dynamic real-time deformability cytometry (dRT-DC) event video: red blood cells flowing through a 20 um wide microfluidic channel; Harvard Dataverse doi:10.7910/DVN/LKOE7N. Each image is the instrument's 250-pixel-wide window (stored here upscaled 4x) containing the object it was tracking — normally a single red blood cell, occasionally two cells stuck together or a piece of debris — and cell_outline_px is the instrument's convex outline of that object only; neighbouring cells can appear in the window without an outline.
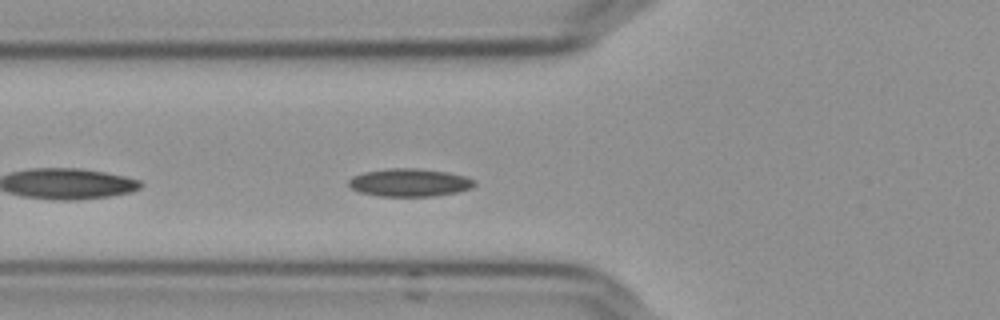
{"species": "Egyptian fruit bat (a non-hibernating species)", "species_latin": "Rousettus aegyptiacus", "temperature_condition": "cold", "stored_images_in_passage": 29, "camera_frame_rate_fps": 3000, "um_per_image_px": 0.085, "frame": {"image": 1, "passage_image": 5, "time_ms": 1.333, "image_size_px": [1000, 320], "cell_outline_px": [[476, 184], [472, 188], [456, 192], [432, 196], [380, 196], [360, 192], [352, 188], [348, 184], [348, 180], [352, 176], [364, 172], [388, 168], [416, 168], [448, 172], [464, 176], [476, 180]], "centroid_in_image_um": [34.81, 15.51], "position_along_channel_um": 91.0, "area_um2": 20.46}}
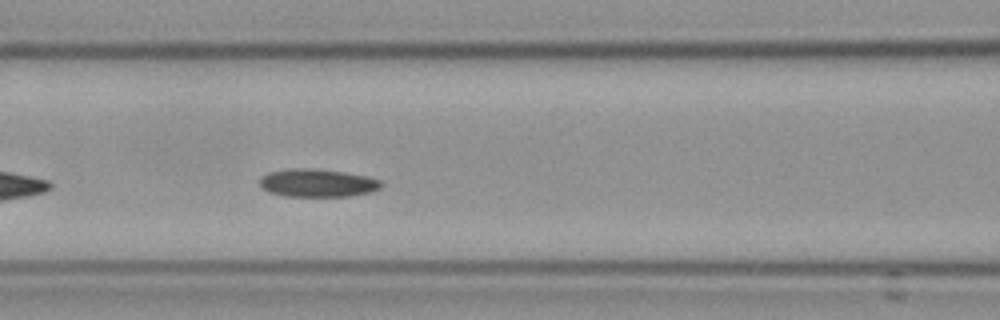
{"frame": {"image": 2, "passage_image": 9, "time_ms": 2.667, "image_size_px": [1000, 320], "cell_outline_px": [[384, 184], [380, 188], [372, 192], [348, 196], [284, 196], [268, 192], [260, 188], [260, 176], [268, 172], [292, 168], [312, 168], [344, 172], [368, 176], [380, 180]], "centroid_in_image_um": [26.97, 15.55], "position_along_channel_um": 139.6, "area_um2": 20.06}}